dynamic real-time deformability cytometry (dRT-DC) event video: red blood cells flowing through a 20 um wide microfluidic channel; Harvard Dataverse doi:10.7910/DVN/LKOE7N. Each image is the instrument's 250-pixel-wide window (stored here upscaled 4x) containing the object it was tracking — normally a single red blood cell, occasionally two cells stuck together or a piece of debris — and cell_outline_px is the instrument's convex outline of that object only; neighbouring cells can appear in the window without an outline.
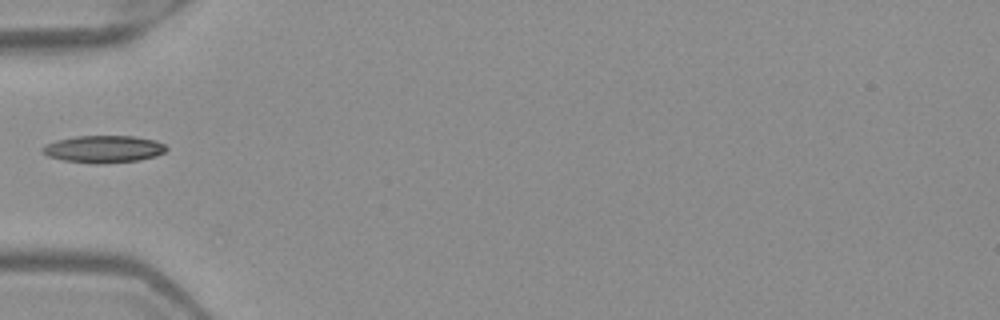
{"species": "Egyptian fruit bat (a non-hibernating species)", "species_latin": "Rousettus aegyptiacus", "temperature_condition": "warm", "stored_images_in_passage": 1, "camera_frame_rate_fps": 3000, "um_per_image_px": 0.085, "frame": {"image": 1, "passage_image": 1, "time_ms": 0.0, "image_size_px": [1000, 320], "cell_outline_px": [[168, 148], [164, 152], [156, 156], [140, 160], [100, 164], [92, 164], [64, 160], [48, 156], [40, 152], [40, 148], [44, 144], [56, 140], [76, 136], [136, 136], [156, 140], [164, 144]], "centroid_in_image_um": [8.78, 12.67], "position_along_channel_um": 76.2, "area_um2": 19.94}}